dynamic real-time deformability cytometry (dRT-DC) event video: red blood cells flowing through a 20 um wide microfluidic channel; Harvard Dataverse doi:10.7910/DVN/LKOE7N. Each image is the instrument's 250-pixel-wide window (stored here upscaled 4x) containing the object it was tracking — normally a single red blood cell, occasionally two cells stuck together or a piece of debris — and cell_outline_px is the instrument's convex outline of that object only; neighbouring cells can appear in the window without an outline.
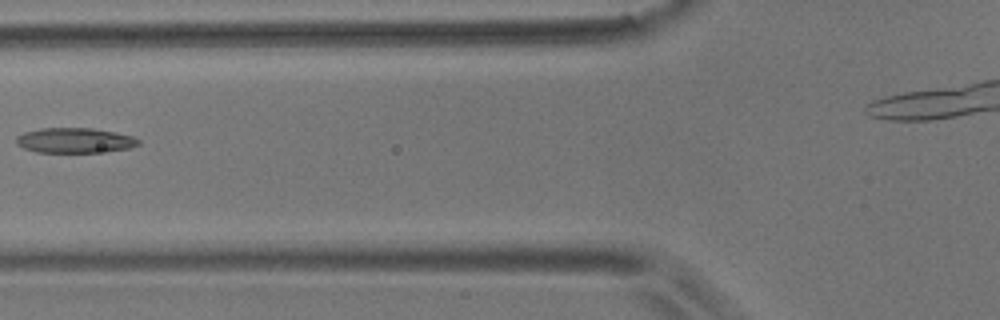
{"species": "common noctule bat (a hibernating species)", "species_latin": "Nyctalus noctula", "temperature_condition": "room temperature", "stored_images_in_passage": 5, "camera_frame_rate_fps": 3000, "um_per_image_px": 0.085, "animal": {"sex": "male", "body_mass_g": 17.9}, "frame": {"image": 1, "passage_image": 4, "time_ms": 1.0, "image_size_px": [1000, 320], "cell_outline_px": [[140, 144], [128, 148], [96, 152], [36, 152], [24, 148], [16, 144], [16, 136], [24, 132], [40, 128], [92, 128], [116, 132], [132, 136], [140, 140]], "centroid_in_image_um": [6.33, 11.92], "position_along_channel_um": 119.5, "area_um2": 17.8}}
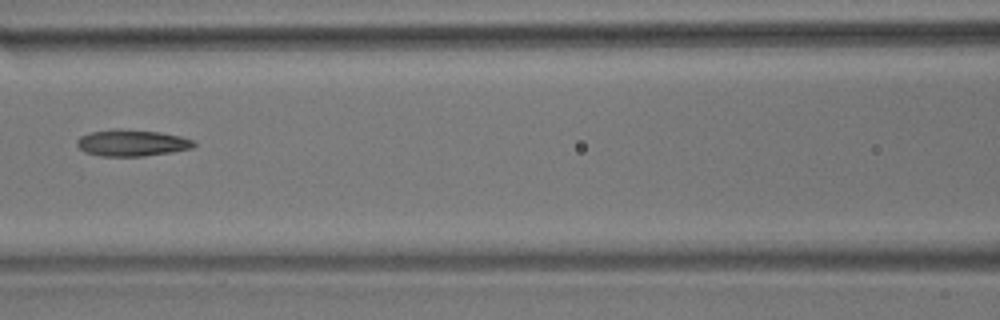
{"frame": {"image": 2, "passage_image": 5, "time_ms": 1.333, "image_size_px": [1000, 320], "cell_outline_px": [[196, 144], [192, 148], [172, 152], [144, 156], [100, 156], [84, 152], [76, 144], [76, 140], [80, 136], [92, 132], [116, 128], [120, 128], [160, 132], [180, 136], [192, 140]], "centroid_in_image_um": [11.19, 12.14], "position_along_channel_um": 155.4, "area_um2": 18.15}}